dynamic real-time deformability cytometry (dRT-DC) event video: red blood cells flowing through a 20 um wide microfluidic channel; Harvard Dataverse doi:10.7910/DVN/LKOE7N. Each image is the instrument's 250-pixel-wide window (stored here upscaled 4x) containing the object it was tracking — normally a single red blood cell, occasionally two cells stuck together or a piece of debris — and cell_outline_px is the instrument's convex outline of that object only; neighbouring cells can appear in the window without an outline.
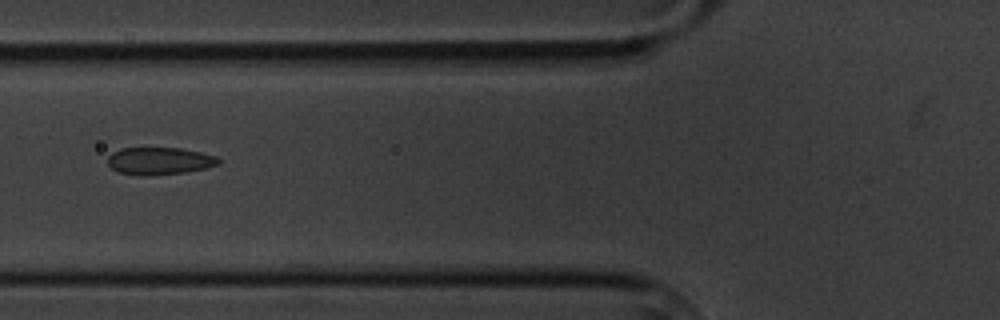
{"species": "common noctule bat (a hibernating species)", "species_latin": "Nyctalus noctula", "temperature_condition": "cold", "stored_images_in_passage": 13, "camera_frame_rate_fps": 3000, "um_per_image_px": 0.085, "animal": {"sex": "male", "body_mass_g": 20.1, "forearm_length_mm": 53.5}, "frame": {"image": 1, "passage_image": 4, "time_ms": 3.333, "image_size_px": [1000, 320], "cell_outline_px": [[220, 164], [204, 168], [184, 172], [148, 176], [140, 176], [120, 172], [112, 168], [108, 164], [108, 156], [112, 152], [120, 148], [180, 148], [200, 152], [216, 156], [220, 160]], "centroid_in_image_um": [13.53, 13.68], "position_along_channel_um": 112.3, "area_um2": 17.63}}
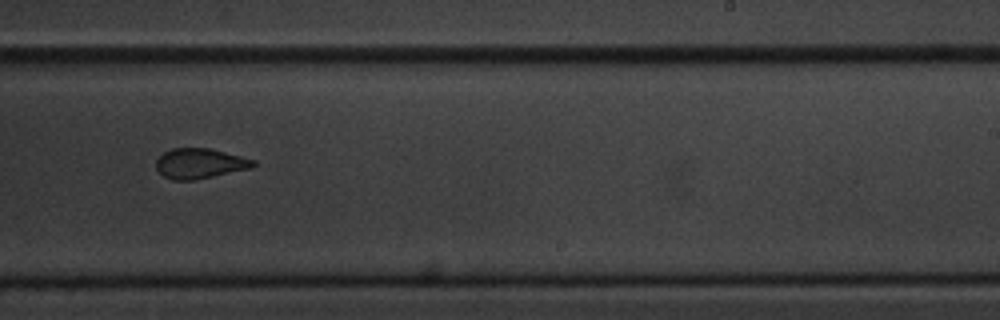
{"frame": {"image": 2, "passage_image": 8, "time_ms": 8.0, "image_size_px": [1000, 320], "cell_outline_px": [[256, 164], [248, 168], [212, 176], [192, 180], [172, 180], [164, 176], [156, 168], [156, 160], [164, 152], [172, 148], [208, 148], [256, 160]], "centroid_in_image_um": [16.94, 13.89], "position_along_channel_um": 272.1, "area_um2": 16.7}}
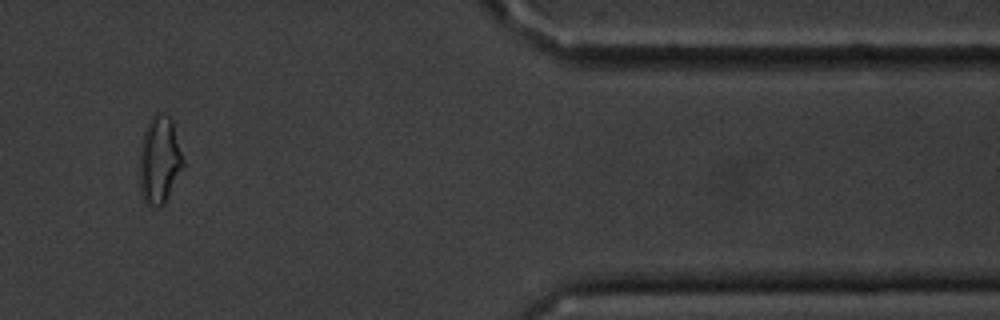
{"frame": {"image": 3, "passage_image": 11, "time_ms": 12.667, "image_size_px": [1000, 320], "cell_outline_px": [[184, 164], [164, 204], [160, 208], [148, 208], [140, 192], [140, 144], [148, 120], [156, 112], [168, 116], [172, 120], [184, 160]], "centroid_in_image_um": [13.53, 13.63], "position_along_channel_um": 397.9, "area_um2": 22.37}, "authors_computed_cell_mechanics": {"area_um2": 18.207, "velocity_mm_per_s": 3.4258, "shape_relaxation_time_tau1_ms": 3.1539, "shape_relaxation_time_tau2_ms": 1.4076, "deformation_change_tau1": 0.117, "deformation_change_tau2": 0.0721}}